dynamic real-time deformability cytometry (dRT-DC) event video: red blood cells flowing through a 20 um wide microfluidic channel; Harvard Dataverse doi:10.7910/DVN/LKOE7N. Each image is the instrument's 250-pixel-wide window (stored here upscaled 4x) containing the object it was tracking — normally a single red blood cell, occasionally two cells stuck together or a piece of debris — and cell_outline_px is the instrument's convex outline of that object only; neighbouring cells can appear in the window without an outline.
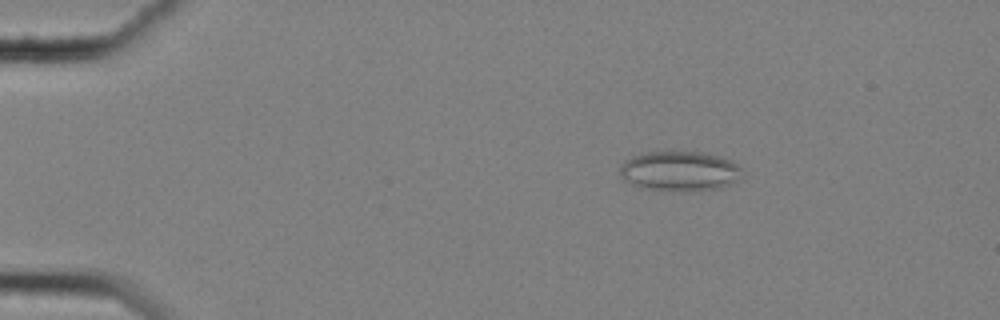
{"species": "common noctule bat (a hibernating species)", "species_latin": "Nyctalus noctula", "temperature_condition": "cold", "stored_images_in_passage": 54, "camera_frame_rate_fps": 3000, "um_per_image_px": 0.085, "animal": {"sex": "female", "body_mass_g": 25.1}, "frame": {"image": 1, "passage_image": 6, "time_ms": 1.667, "image_size_px": [1000, 320], "cell_outline_px": [[740, 180], [720, 188], [692, 192], [680, 192], [644, 188], [628, 180], [620, 172], [620, 168], [632, 156], [648, 152], [700, 152], [716, 156], [728, 160], [736, 164], [740, 168]], "centroid_in_image_um": [57.83, 14.57], "position_along_channel_um": 27.2, "area_um2": 27.92}}
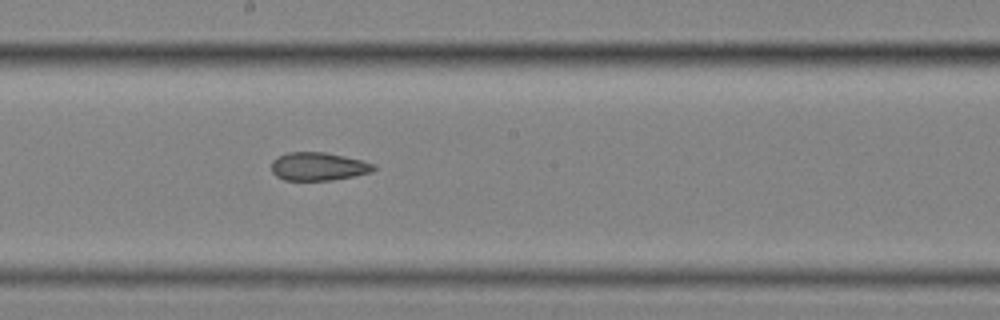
{"frame": {"image": 2, "passage_image": 29, "time_ms": 9.333, "image_size_px": [1000, 320], "cell_outline_px": [[376, 168], [372, 172], [332, 180], [284, 180], [276, 176], [272, 172], [272, 160], [288, 152], [324, 152], [344, 156], [376, 164]], "centroid_in_image_um": [27.06, 14.15], "position_along_channel_um": 221.1, "area_um2": 16.7}}
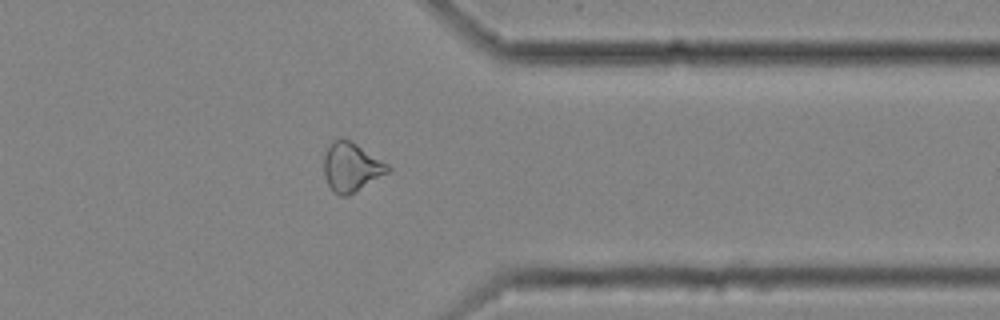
{"frame": {"image": 3, "passage_image": 43, "time_ms": 14.0, "image_size_px": [1000, 320], "cell_outline_px": [[392, 168], [388, 172], [348, 196], [340, 196], [332, 192], [324, 176], [324, 156], [328, 144], [332, 140], [348, 140], [356, 144], [388, 164]], "centroid_in_image_um": [29.83, 14.22], "position_along_channel_um": 381.6, "area_um2": 18.03}, "authors_computed_cell_mechanics": {"area_um2": 19.1607, "velocity_mm_per_s": 3.5246, "shape_relaxation_time_tau1_ms": null, "shape_relaxation_time_tau2_ms": 2.4339, "deformation_change_tau1": null, "deformation_change_tau2": 0.0983}}